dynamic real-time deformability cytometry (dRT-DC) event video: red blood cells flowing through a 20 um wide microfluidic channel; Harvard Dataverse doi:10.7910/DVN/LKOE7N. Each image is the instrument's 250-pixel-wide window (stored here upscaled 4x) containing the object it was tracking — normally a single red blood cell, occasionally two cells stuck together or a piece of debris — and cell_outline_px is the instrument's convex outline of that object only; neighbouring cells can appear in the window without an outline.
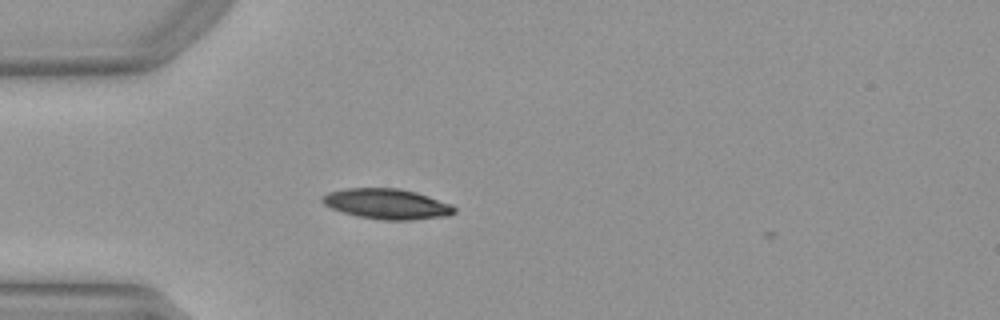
{"species": "Egyptian fruit bat (a non-hibernating species)", "species_latin": "Rousettus aegyptiacus", "temperature_condition": "warm", "stored_images_in_passage": 3, "camera_frame_rate_fps": 3000, "um_per_image_px": 0.085, "animal": {"sex": "female"}, "frame": {"image": 1, "passage_image": 2, "time_ms": 0.333, "image_size_px": [1000, 320], "cell_outline_px": [[456, 212], [448, 216], [412, 220], [380, 220], [356, 216], [332, 208], [324, 204], [320, 200], [320, 196], [328, 192], [344, 188], [400, 188], [416, 192], [452, 204], [456, 208]], "centroid_in_image_um": [32.89, 17.33], "position_along_channel_um": 52.1, "area_um2": 23.58}}